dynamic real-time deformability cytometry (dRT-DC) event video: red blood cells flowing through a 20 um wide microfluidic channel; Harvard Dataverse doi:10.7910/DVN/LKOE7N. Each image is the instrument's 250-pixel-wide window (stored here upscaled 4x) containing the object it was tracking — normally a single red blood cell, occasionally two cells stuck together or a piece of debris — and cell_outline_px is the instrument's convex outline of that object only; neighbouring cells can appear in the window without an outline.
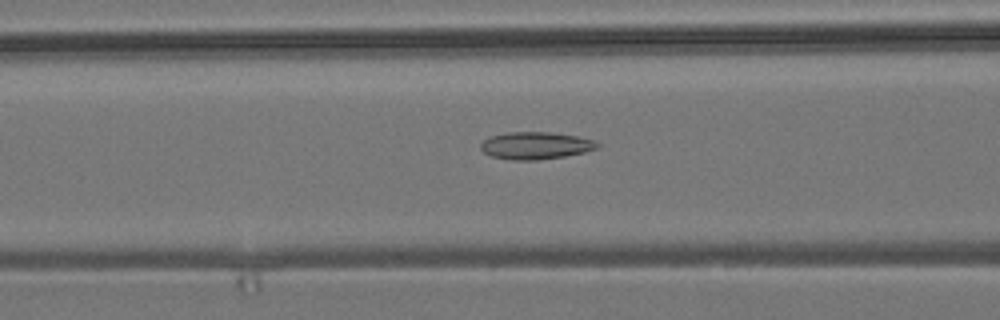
{"species": "common noctule bat (a hibernating species)", "species_latin": "Nyctalus noctula", "temperature_condition": "room temperature", "stored_images_in_passage": 47, "camera_frame_rate_fps": 3000, "um_per_image_px": 0.085, "animal": {"sex": "male", "body_mass_g": 19.2, "forearm_length_mm": 51.8}, "frame": {"image": 1, "passage_image": 15, "time_ms": 4.667, "image_size_px": [1000, 320], "cell_outline_px": [[600, 144], [596, 148], [584, 152], [564, 156], [536, 160], [508, 160], [492, 156], [484, 152], [480, 148], [480, 144], [488, 136], [508, 132], [548, 132], [576, 136], [592, 140]], "centroid_in_image_um": [45.47, 12.37], "position_along_channel_um": 121.1, "area_um2": 18.44}}
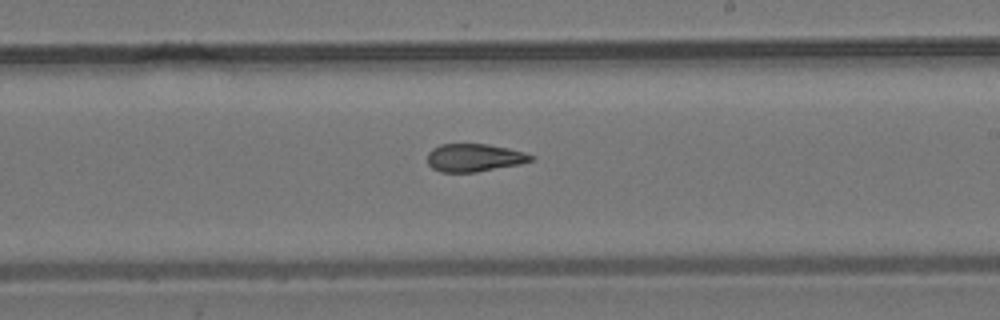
{"frame": {"image": 2, "passage_image": 25, "time_ms": 8.0, "image_size_px": [1000, 320], "cell_outline_px": [[536, 156], [532, 160], [520, 164], [476, 172], [440, 172], [432, 168], [428, 164], [428, 152], [432, 148], [440, 144], [488, 144], [508, 148], [524, 152]], "centroid_in_image_um": [40.31, 13.4], "position_along_channel_um": 248.7, "area_um2": 16.88}}
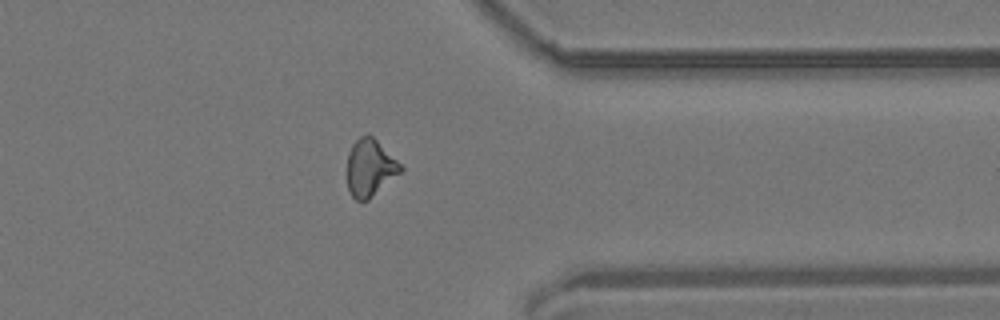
{"frame": {"image": 3, "passage_image": 36, "time_ms": 11.667, "image_size_px": [1000, 320], "cell_outline_px": [[404, 168], [400, 172], [368, 200], [356, 200], [352, 196], [348, 188], [348, 152], [352, 144], [360, 136], [368, 132]], "centroid_in_image_um": [31.42, 14.24], "position_along_channel_um": 380.0, "area_um2": 17.4}, "authors_computed_cell_mechanics": {"area_um2": 17.8024, "velocity_mm_per_s": 3.8258, "shape_relaxation_time_tau1_ms": null, "shape_relaxation_time_tau2_ms": 1.7655, "deformation_change_tau1": null, "deformation_change_tau2": 0.0847}}